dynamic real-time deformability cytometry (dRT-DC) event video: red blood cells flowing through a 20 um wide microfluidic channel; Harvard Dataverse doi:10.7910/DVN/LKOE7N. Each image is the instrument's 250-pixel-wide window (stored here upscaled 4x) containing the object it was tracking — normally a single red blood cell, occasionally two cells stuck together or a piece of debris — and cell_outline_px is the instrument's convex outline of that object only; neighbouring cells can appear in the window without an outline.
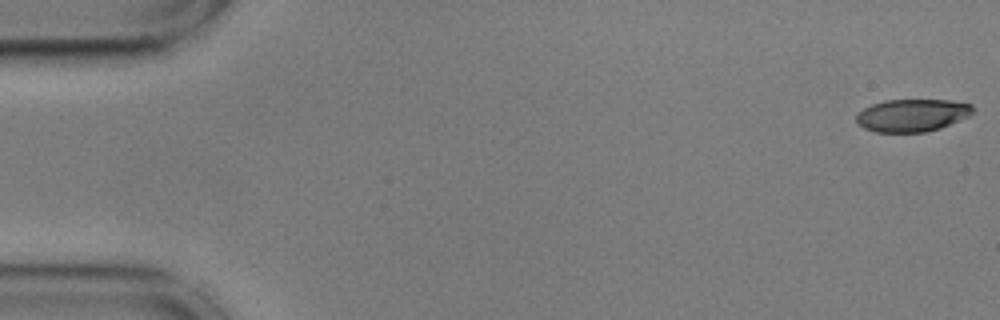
{"species": "common noctule bat (a hibernating species)", "species_latin": "Nyctalus noctula", "temperature_condition": "cold", "stored_images_in_passage": 55, "camera_frame_rate_fps": 3000, "um_per_image_px": 0.085, "animal": {"sex": "male", "body_mass_g": 17.9, "forearm_length_mm": 54.2}, "frame": {"image": 1, "passage_image": 1, "time_ms": 0.0, "image_size_px": [1000, 320], "cell_outline_px": [[976, 112], [968, 116], [940, 128], [924, 132], [876, 132], [864, 128], [856, 120], [856, 116], [864, 108], [872, 104], [884, 100], [948, 100], [972, 104], [976, 108]], "centroid_in_image_um": [77.57, 9.79], "position_along_channel_um": 7.4, "area_um2": 22.08}}
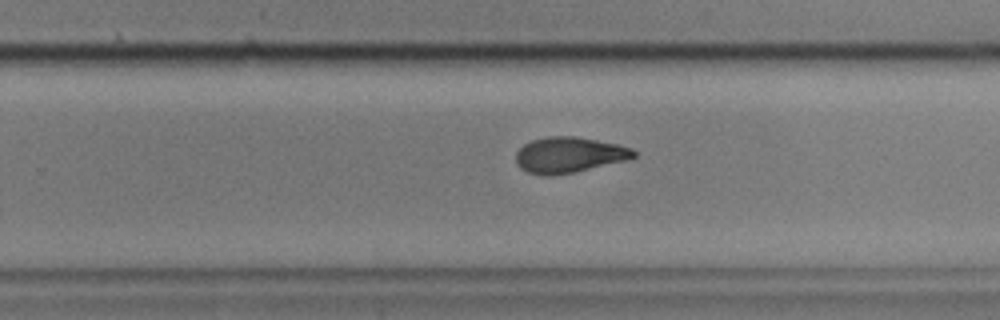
{"frame": {"image": 2, "passage_image": 35, "time_ms": 11.333, "image_size_px": [1000, 320], "cell_outline_px": [[636, 156], [628, 160], [576, 172], [552, 176], [540, 176], [528, 172], [520, 168], [516, 164], [516, 152], [524, 144], [532, 140], [548, 136], [576, 136], [616, 144], [632, 148], [636, 152]], "centroid_in_image_um": [48.36, 13.18], "position_along_channel_um": 281.4, "area_um2": 24.74}}
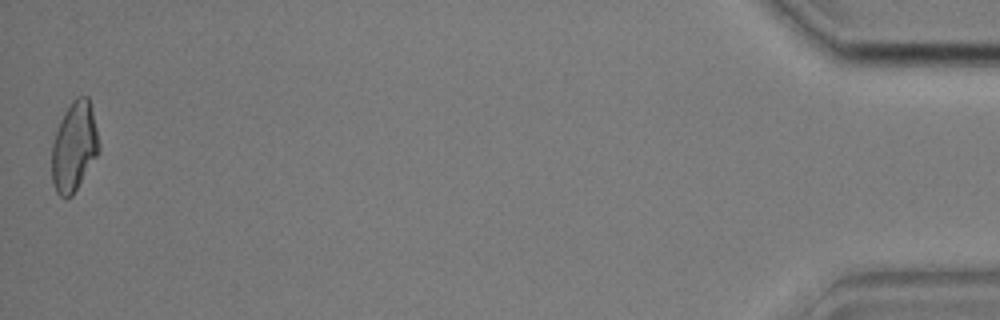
{"frame": {"image": 3, "passage_image": 55, "time_ms": 18.0, "image_size_px": [1000, 320], "cell_outline_px": [[100, 152], [72, 196], [60, 196], [56, 192], [52, 180], [52, 144], [60, 120], [64, 112], [72, 100], [76, 96], [88, 96], [96, 128], [100, 148]], "centroid_in_image_um": [6.3, 12.46], "position_along_channel_um": 428.9, "area_um2": 24.45}, "authors_computed_cell_mechanics": {"area_um2": 24.7962, "velocity_mm_per_s": 3.6036, "shape_relaxation_time_tau1_ms": 5.774, "shape_relaxation_time_tau2_ms": 2.7693, "deformation_change_tau1": 0.1604, "deformation_change_tau2": 0.0935}}